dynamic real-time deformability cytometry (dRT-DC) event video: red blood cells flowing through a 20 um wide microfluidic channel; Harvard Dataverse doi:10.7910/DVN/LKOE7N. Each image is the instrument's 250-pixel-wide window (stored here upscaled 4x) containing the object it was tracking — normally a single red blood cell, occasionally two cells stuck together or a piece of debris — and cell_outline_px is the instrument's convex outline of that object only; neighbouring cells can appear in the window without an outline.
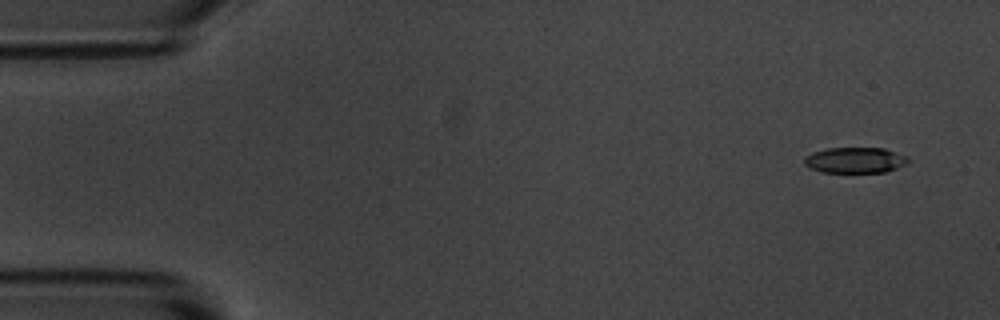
{"species": "common noctule bat (a hibernating species)", "species_latin": "Nyctalus noctula", "temperature_condition": "room temperature", "stored_images_in_passage": 10, "camera_frame_rate_fps": 3000, "um_per_image_px": 0.085, "animal": {"sex": "male", "body_mass_g": 20.1, "forearm_length_mm": 53.5}, "frame": {"image": 1, "passage_image": 1, "time_ms": 0.0, "image_size_px": [1000, 320], "cell_outline_px": [[908, 164], [884, 172], [820, 172], [808, 168], [804, 164], [804, 156], [812, 152], [828, 148], [884, 148], [904, 156], [908, 160]], "centroid_in_image_um": [72.61, 13.62], "position_along_channel_um": 12.4, "area_um2": 15.55}}
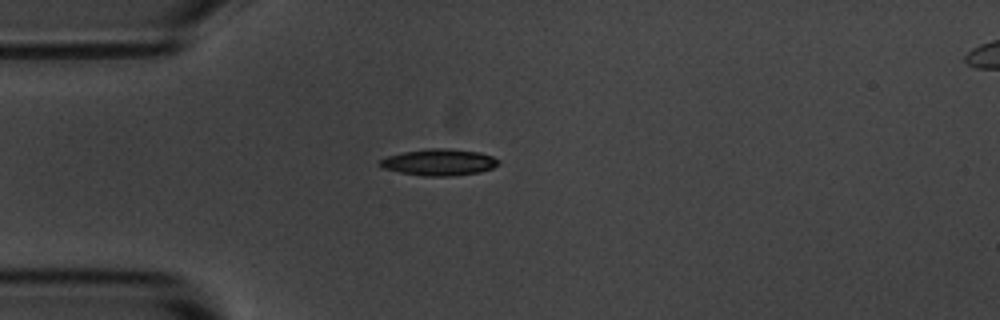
{"frame": {"image": 2, "passage_image": 4, "time_ms": 3.667, "image_size_px": [1000, 320], "cell_outline_px": [[500, 164], [492, 168], [480, 172], [452, 176], [424, 176], [400, 172], [380, 168], [380, 160], [388, 156], [404, 152], [428, 148], [444, 148], [480, 152], [492, 156], [500, 160]], "centroid_in_image_um": [37.35, 13.79], "position_along_channel_um": 47.7, "area_um2": 18.32}}
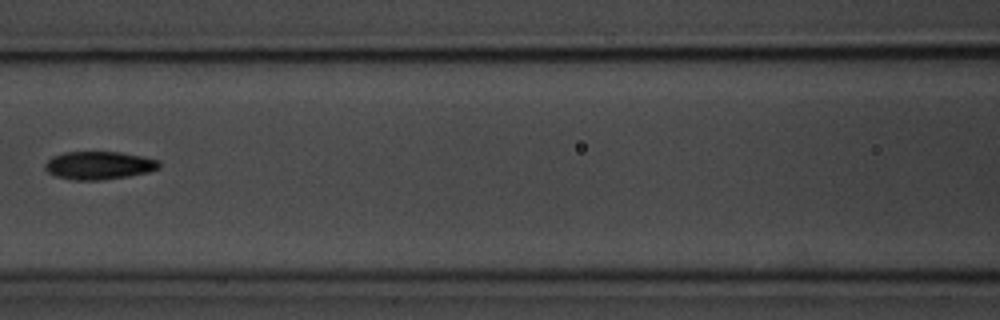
{"frame": {"image": 3, "passage_image": 7, "time_ms": 7.0, "image_size_px": [1000, 320], "cell_outline_px": [[160, 168], [148, 172], [128, 176], [100, 180], [72, 180], [56, 176], [48, 172], [44, 168], [44, 164], [52, 156], [64, 152], [120, 152], [160, 160]], "centroid_in_image_um": [8.4, 14.06], "position_along_channel_um": 158.2, "area_um2": 18.67}}